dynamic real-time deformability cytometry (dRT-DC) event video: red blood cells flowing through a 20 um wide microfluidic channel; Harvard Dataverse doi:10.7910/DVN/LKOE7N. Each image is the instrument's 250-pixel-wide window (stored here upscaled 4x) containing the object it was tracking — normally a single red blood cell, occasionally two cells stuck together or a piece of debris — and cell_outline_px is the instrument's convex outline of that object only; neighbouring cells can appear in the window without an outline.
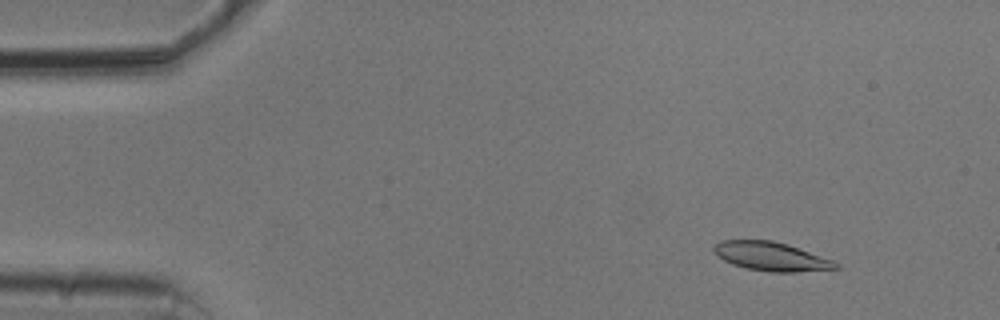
{"species": "common noctule bat (a hibernating species)", "species_latin": "Nyctalus noctula", "temperature_condition": "cold", "stored_images_in_passage": 55, "segment_of_instrument_passage": [1, 2], "camera_frame_rate_fps": 3000, "um_per_image_px": 0.085, "animal": {"sex": "male", "body_mass_g": 20.5, "forearm_length_mm": 52.5}, "frame": {"image": 1, "passage_image": 6, "time_ms": 1.667, "image_size_px": [1000, 320], "cell_outline_px": [[840, 268], [796, 272], [768, 272], [748, 268], [732, 264], [724, 260], [712, 248], [720, 240], [772, 240], [788, 244], [832, 260], [840, 264]], "centroid_in_image_um": [65.57, 21.79], "position_along_channel_um": 19.4, "area_um2": 20.29}}
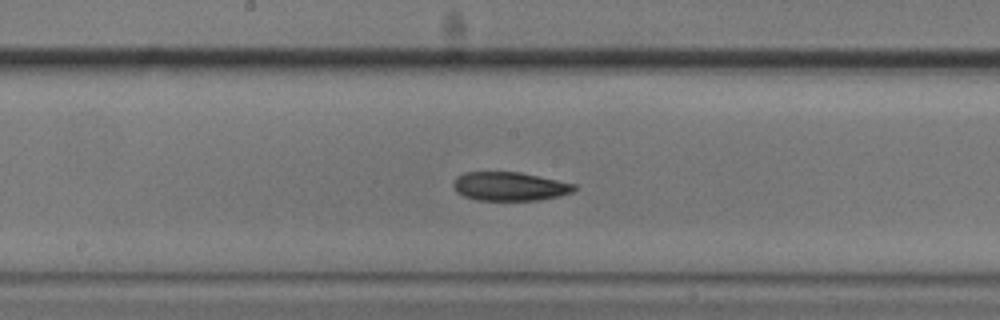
{"frame": {"image": 2, "passage_image": 28, "time_ms": 9.0, "image_size_px": [1000, 320], "cell_outline_px": [[576, 188], [572, 192], [560, 196], [540, 200], [476, 200], [464, 196], [456, 192], [452, 184], [456, 176], [464, 172], [520, 172], [576, 184]], "centroid_in_image_um": [43.3, 15.84], "position_along_channel_um": 204.9, "area_um2": 20.35}}
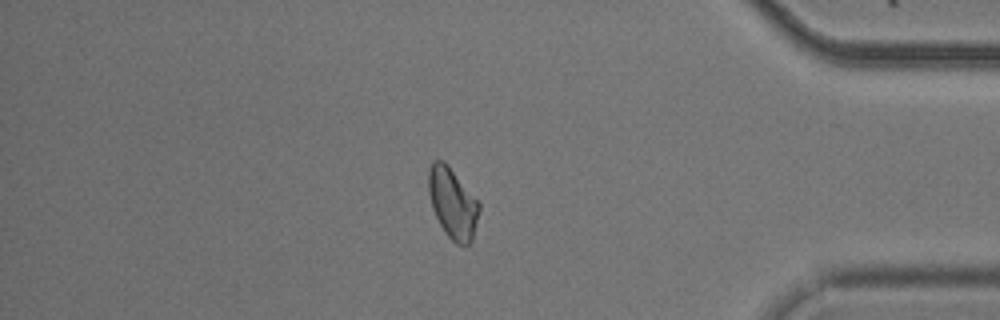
{"frame": {"image": 3, "passage_image": 46, "time_ms": 15.0, "image_size_px": [1000, 320], "cell_outline_px": [[480, 208], [472, 240], [468, 244], [456, 244], [444, 232], [432, 208], [428, 192], [428, 172], [432, 160], [444, 160], [448, 164], [480, 204]], "centroid_in_image_um": [38.45, 17.24], "position_along_channel_um": 396.7, "area_um2": 20.69}}